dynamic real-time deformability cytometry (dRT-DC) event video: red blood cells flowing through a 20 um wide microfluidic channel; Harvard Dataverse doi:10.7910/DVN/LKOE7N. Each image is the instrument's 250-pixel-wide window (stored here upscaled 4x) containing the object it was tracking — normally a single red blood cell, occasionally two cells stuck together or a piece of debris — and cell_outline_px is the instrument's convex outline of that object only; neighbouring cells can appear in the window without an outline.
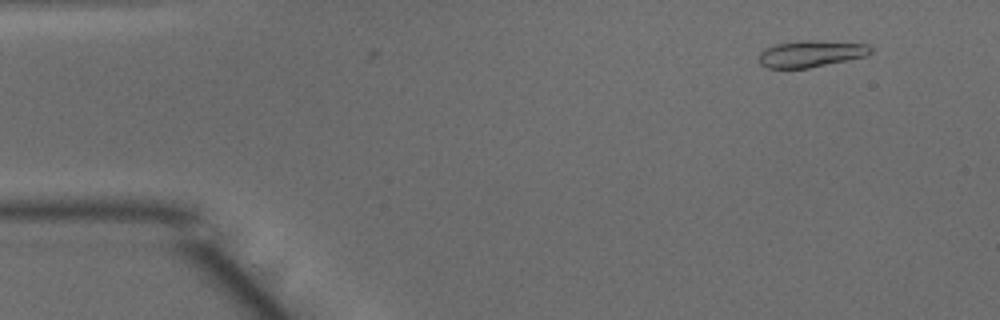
{"species": "common noctule bat (a hibernating species)", "species_latin": "Nyctalus noctula", "temperature_condition": "warm", "stored_images_in_passage": 14, "camera_frame_rate_fps": 3000, "um_per_image_px": 0.085, "animal": {"sex": "male", "body_mass_g": 15.6}, "frame": {"image": 1, "passage_image": 5, "time_ms": 1.333, "image_size_px": [1000, 320], "cell_outline_px": [[872, 52], [864, 56], [808, 68], [768, 68], [760, 64], [760, 52], [764, 48], [776, 44], [796, 40], [812, 40], [868, 44], [872, 48]], "centroid_in_image_um": [68.9, 4.55], "position_along_channel_um": 16.1, "area_um2": 17.22}}